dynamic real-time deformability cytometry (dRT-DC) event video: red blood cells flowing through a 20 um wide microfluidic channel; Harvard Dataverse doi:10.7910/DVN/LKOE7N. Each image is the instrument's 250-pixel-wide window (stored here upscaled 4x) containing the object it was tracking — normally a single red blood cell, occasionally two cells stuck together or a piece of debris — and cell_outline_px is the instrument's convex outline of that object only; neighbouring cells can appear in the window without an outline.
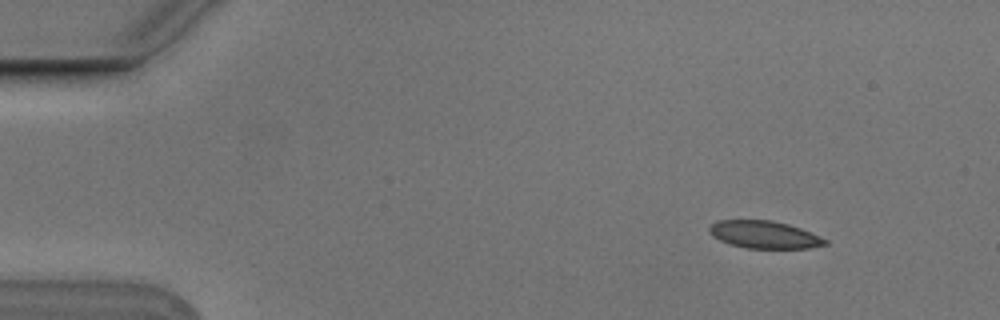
{"species": "Egyptian fruit bat (a non-hibernating species)", "species_latin": "Rousettus aegyptiacus", "temperature_condition": "cold", "stored_images_in_passage": 49, "camera_frame_rate_fps": 3000, "um_per_image_px": 0.085, "animal": {"sex": "male"}, "frame": {"image": 1, "passage_image": 1, "time_ms": 0.0, "image_size_px": [1000, 320], "cell_outline_px": [[828, 244], [812, 248], [748, 248], [728, 244], [712, 236], [708, 232], [708, 228], [716, 220], [772, 220], [788, 224], [800, 228], [820, 236], [828, 240]], "centroid_in_image_um": [64.96, 19.94], "position_along_channel_um": 20.0, "area_um2": 18.67}}
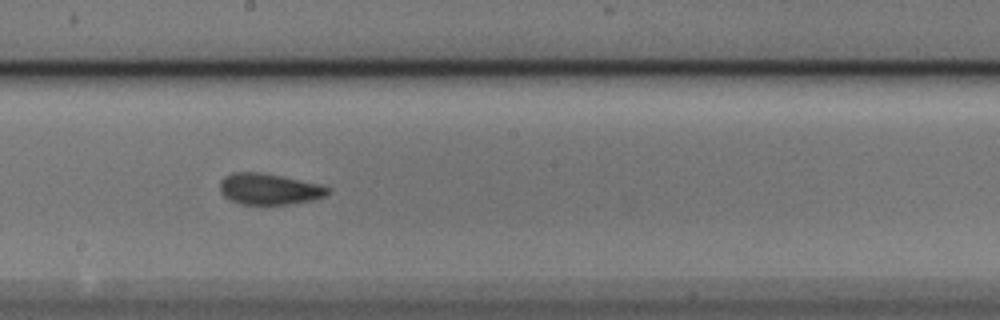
{"frame": {"image": 2, "passage_image": 25, "time_ms": 8.0, "image_size_px": [1000, 320], "cell_outline_px": [[332, 188], [328, 196], [312, 200], [288, 204], [240, 204], [228, 200], [220, 192], [220, 180], [224, 176], [232, 172], [256, 172], [280, 176], [320, 184]], "centroid_in_image_um": [22.88, 16.07], "position_along_channel_um": 225.3, "area_um2": 19.71}}
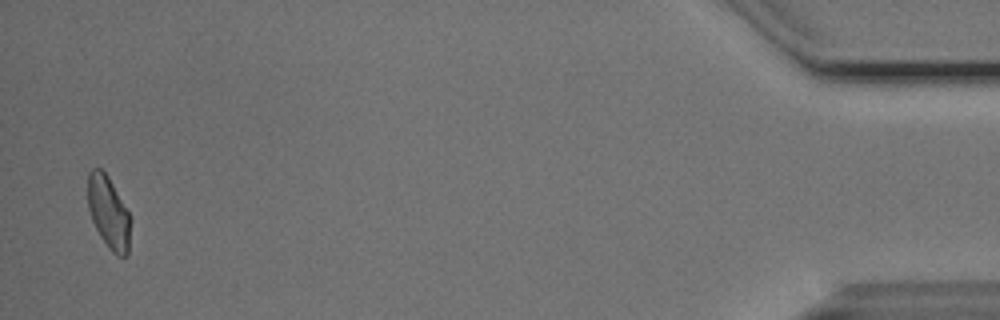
{"frame": {"image": 3, "passage_image": 48, "time_ms": 15.667, "image_size_px": [1000, 320], "cell_outline_px": [[128, 252], [124, 256], [116, 256], [108, 248], [100, 236], [92, 220], [88, 208], [88, 172], [92, 168], [100, 168], [108, 176], [128, 212]], "centroid_in_image_um": [9.18, 18.04], "position_along_channel_um": 426.0, "area_um2": 17.46}, "authors_computed_cell_mechanics": {"area_um2": 19.4208, "velocity_mm_per_s": 3.76, "shape_relaxation_time_tau1_ms": null, "shape_relaxation_time_tau2_ms": 1.8489, "deformation_change_tau1": null, "deformation_change_tau2": 0.0661}}